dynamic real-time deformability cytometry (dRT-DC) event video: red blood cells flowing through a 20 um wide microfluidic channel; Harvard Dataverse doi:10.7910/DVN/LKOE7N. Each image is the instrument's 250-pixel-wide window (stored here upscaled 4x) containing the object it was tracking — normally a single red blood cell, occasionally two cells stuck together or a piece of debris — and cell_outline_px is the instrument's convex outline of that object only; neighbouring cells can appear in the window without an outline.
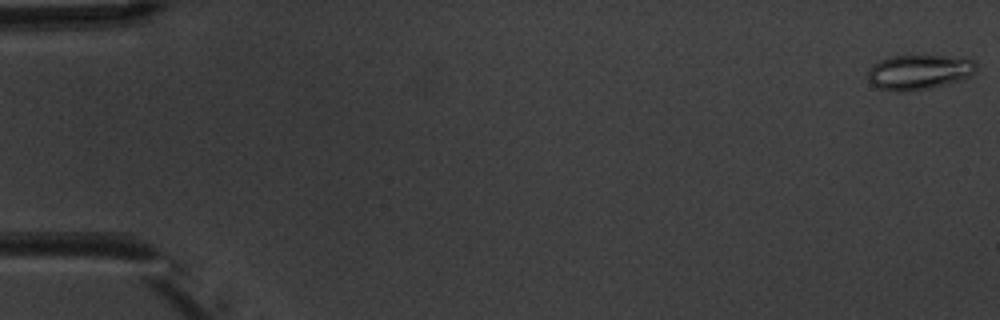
{"species": "common noctule bat (a hibernating species)", "species_latin": "Nyctalus noctula", "temperature_condition": "warm", "stored_images_in_passage": 8, "camera_frame_rate_fps": 3000, "um_per_image_px": 0.085, "animal": {"sex": "male", "body_mass_g": 20.1, "forearm_length_mm": 53.5}, "frame": {"image": 1, "passage_image": 1, "time_ms": 0.0, "image_size_px": [1000, 320], "cell_outline_px": [[976, 72], [972, 76], [960, 80], [932, 88], [900, 92], [896, 92], [880, 88], [872, 84], [868, 80], [868, 68], [872, 64], [888, 56], [948, 56], [976, 60]], "centroid_in_image_um": [78.12, 6.13], "position_along_channel_um": 6.9, "area_um2": 22.25}}
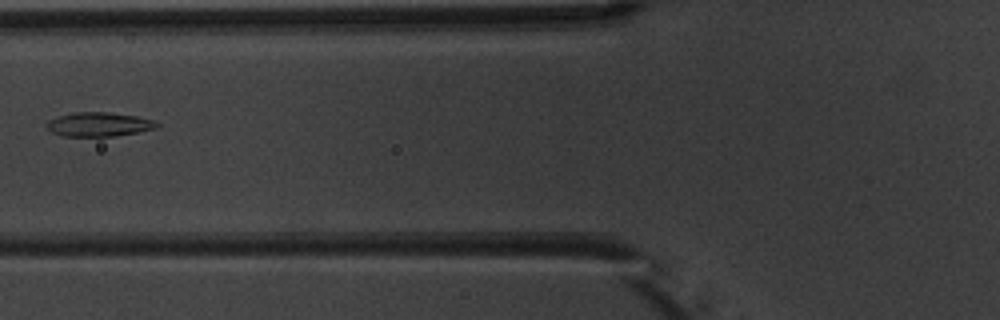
{"frame": {"image": 2, "passage_image": 7, "time_ms": 7.0, "image_size_px": [1000, 320], "cell_outline_px": [[160, 124], [156, 128], [116, 136], [64, 136], [52, 132], [44, 128], [44, 124], [48, 120], [72, 112], [108, 112], [136, 116], [152, 120]], "centroid_in_image_um": [8.34, 10.57], "position_along_channel_um": 117.5, "area_um2": 15.49}}
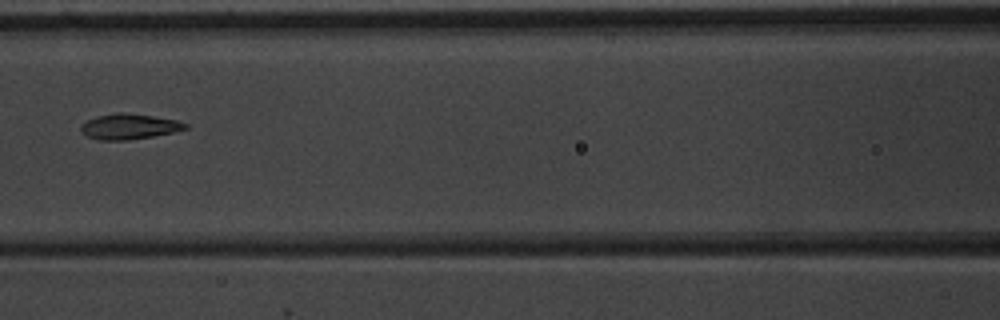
{"frame": {"image": 3, "passage_image": 8, "time_ms": 8.0, "image_size_px": [1000, 320], "cell_outline_px": [[188, 128], [172, 132], [152, 136], [128, 140], [100, 140], [88, 136], [80, 132], [80, 124], [96, 116], [116, 112], [124, 112], [152, 116], [176, 120], [188, 124]], "centroid_in_image_um": [10.93, 10.75], "position_along_channel_um": 155.7, "area_um2": 15.43}}